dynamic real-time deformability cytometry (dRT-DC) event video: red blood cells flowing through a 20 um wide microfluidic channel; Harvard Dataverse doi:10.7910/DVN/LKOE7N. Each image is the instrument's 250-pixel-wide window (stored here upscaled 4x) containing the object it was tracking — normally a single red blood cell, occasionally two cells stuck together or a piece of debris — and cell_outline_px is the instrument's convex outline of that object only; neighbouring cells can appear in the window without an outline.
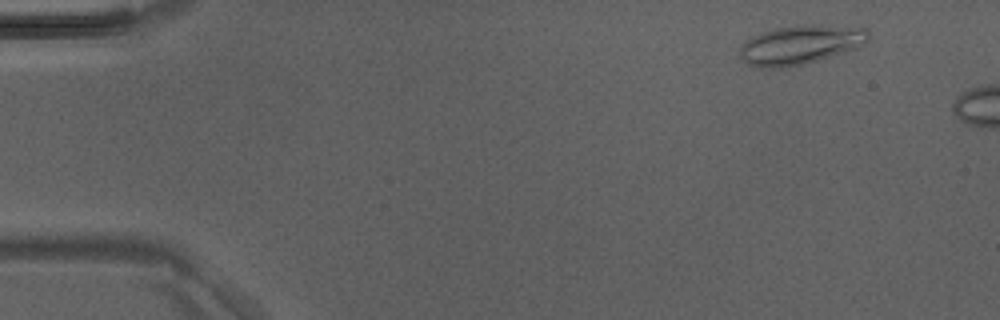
{"species": "Egyptian fruit bat (a non-hibernating species)", "species_latin": "Rousettus aegyptiacus", "temperature_condition": "room temperature", "stored_images_in_passage": 3, "camera_frame_rate_fps": 3000, "um_per_image_px": 0.085, "animal": {"sex": "male"}, "frame": {"image": 1, "passage_image": 1, "time_ms": 0.0, "image_size_px": [1000, 320], "cell_outline_px": [[868, 40], [864, 44], [856, 48], [816, 60], [784, 68], [760, 68], [748, 64], [740, 56], [740, 48], [752, 36], [776, 28], [804, 24], [860, 24], [868, 28]], "centroid_in_image_um": [68.13, 3.75], "position_along_channel_um": 16.9, "area_um2": 29.59}}